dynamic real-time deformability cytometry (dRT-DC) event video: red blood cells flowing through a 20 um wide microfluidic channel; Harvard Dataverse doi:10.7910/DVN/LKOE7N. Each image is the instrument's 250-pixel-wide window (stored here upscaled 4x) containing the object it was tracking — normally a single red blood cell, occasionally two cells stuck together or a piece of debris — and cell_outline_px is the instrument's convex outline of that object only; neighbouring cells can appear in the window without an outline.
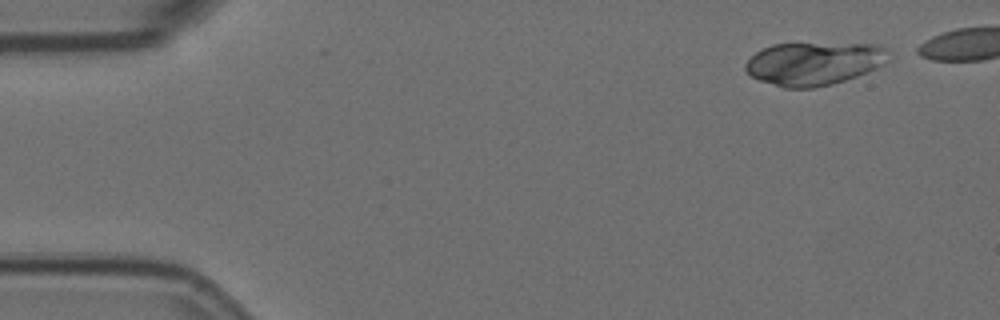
{"species": "Egyptian fruit bat (a non-hibernating species)", "species_latin": "Rousettus aegyptiacus", "temperature_condition": "room temperature", "stored_images_in_passage": 2, "camera_frame_rate_fps": 3000, "um_per_image_px": 0.085, "animal": {"sex": "female"}, "frame": {"image": 1, "passage_image": 2, "time_ms": 0.333, "image_size_px": [1000, 320], "cell_outline_px": [[892, 52], [888, 60], [884, 64], [876, 68], [856, 76], [832, 84], [812, 88], [784, 88], [760, 80], [752, 76], [744, 68], [744, 64], [756, 52], [772, 44], [876, 44], [888, 48]], "centroid_in_image_um": [69.22, 5.39], "position_along_channel_um": 15.8, "area_um2": 35.89}}